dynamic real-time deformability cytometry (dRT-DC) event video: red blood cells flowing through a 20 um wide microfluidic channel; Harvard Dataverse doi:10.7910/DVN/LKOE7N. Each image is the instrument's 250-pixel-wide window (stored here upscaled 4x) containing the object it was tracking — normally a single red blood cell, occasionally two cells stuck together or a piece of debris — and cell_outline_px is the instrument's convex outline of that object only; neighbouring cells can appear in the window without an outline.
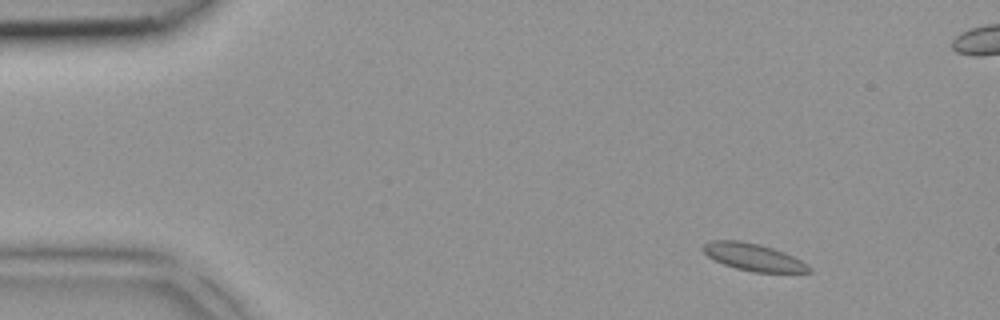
{"species": "common noctule bat (a hibernating species)", "species_latin": "Nyctalus noctula", "temperature_condition": "room temperature", "stored_images_in_passage": 3, "camera_frame_rate_fps": 3000, "um_per_image_px": 0.085, "animal": {"sex": "female", "body_mass_g": 18.4}, "frame": {"image": 1, "passage_image": 1, "time_ms": 0.0, "image_size_px": [1000, 320], "cell_outline_px": [[812, 272], [752, 272], [736, 268], [724, 264], [708, 256], [700, 248], [704, 244], [712, 240], [740, 240], [760, 244], [784, 252], [808, 264], [812, 268]], "centroid_in_image_um": [64.04, 21.85], "position_along_channel_um": 21.0, "area_um2": 16.76}}